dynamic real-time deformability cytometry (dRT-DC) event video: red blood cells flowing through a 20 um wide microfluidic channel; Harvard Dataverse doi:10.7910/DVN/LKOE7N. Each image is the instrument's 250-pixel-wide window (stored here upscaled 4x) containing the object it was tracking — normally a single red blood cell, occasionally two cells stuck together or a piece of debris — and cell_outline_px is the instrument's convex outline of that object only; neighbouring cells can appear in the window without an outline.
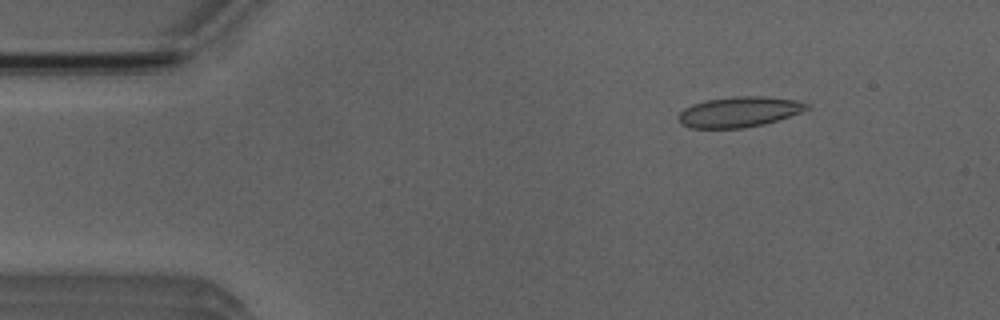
{"species": "Egyptian fruit bat (a non-hibernating species)", "species_latin": "Rousettus aegyptiacus", "temperature_condition": "room temperature", "stored_images_in_passage": 4, "camera_frame_rate_fps": 3000, "um_per_image_px": 0.085, "animal": {"sex": "male"}, "frame": {"image": 1, "passage_image": 2, "time_ms": 1.0, "image_size_px": [1000, 320], "cell_outline_px": [[808, 108], [800, 112], [764, 124], [744, 128], [692, 128], [680, 124], [680, 112], [684, 108], [692, 104], [708, 100], [732, 96], [764, 96], [796, 100], [808, 104]], "centroid_in_image_um": [62.8, 9.51], "position_along_channel_um": 22.2, "area_um2": 22.48}}